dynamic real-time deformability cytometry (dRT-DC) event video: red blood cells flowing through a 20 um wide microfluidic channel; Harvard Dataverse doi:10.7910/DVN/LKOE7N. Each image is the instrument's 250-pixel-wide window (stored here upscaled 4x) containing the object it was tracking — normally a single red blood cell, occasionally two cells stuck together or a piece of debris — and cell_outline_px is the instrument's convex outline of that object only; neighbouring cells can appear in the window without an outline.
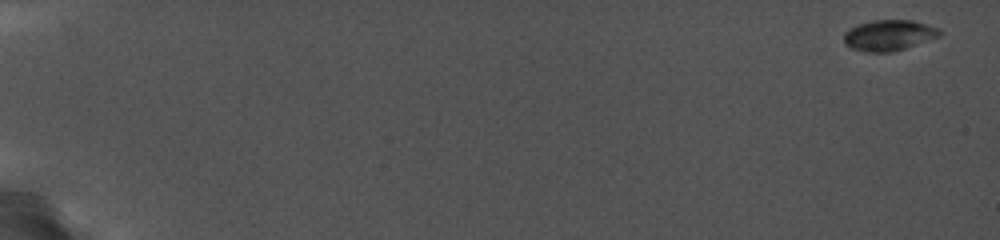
{"species": "common noctule bat (a hibernating species)", "species_latin": "Nyctalus noctula", "temperature_condition": "cold", "stored_images_in_passage": 38, "camera_frame_rate_fps": 5000, "um_per_image_px": 0.085, "animal": {"sex": "female", "body_mass_g": 19.0, "forearm_length_mm": 56.7}, "frame": {"image": 1, "passage_image": 1, "time_ms": 0.0, "image_size_px": [1000, 240], "cell_outline_px": [[940, 36], [892, 52], [868, 52], [852, 48], [844, 44], [844, 32], [848, 28], [872, 20], [912, 20], [940, 28]], "centroid_in_image_um": [75.53, 2.99], "position_along_channel_um": 9.5, "area_um2": 17.05}}
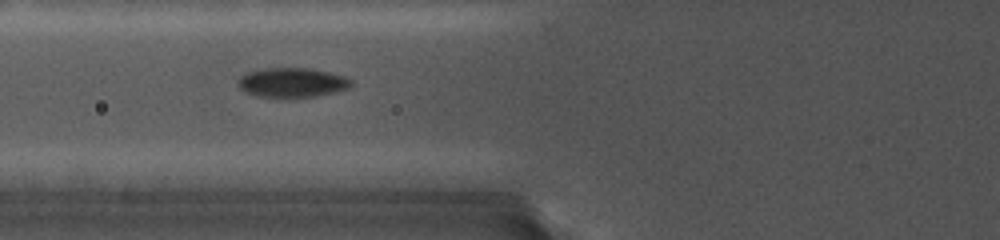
{"frame": {"image": 2, "passage_image": 17, "time_ms": 7.8, "image_size_px": [1000, 240], "cell_outline_px": [[352, 84], [348, 88], [316, 96], [260, 96], [248, 92], [240, 88], [236, 84], [236, 80], [240, 76], [248, 72], [264, 68], [308, 68], [328, 72], [344, 76], [352, 80]], "centroid_in_image_um": [24.81, 6.99], "position_along_channel_um": 101.0, "area_um2": 19.02}}
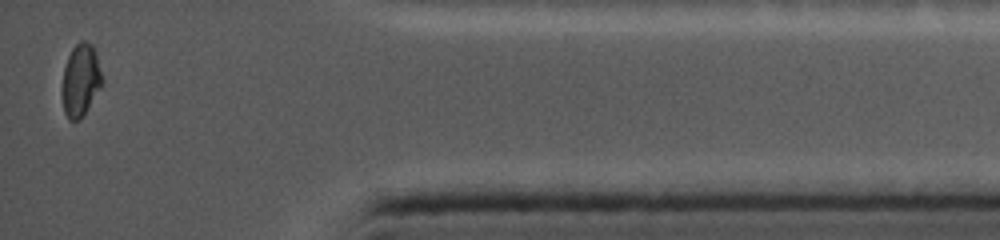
{"frame": {"image": 3, "passage_image": 38, "time_ms": 17.0, "image_size_px": [1000, 240], "cell_outline_px": [[104, 80], [100, 88], [80, 120], [68, 120], [64, 112], [64, 68], [68, 56], [72, 48], [80, 40], [84, 40], [92, 44], [96, 52]], "centroid_in_image_um": [6.9, 6.77], "position_along_channel_um": 428.3, "area_um2": 16.59}}